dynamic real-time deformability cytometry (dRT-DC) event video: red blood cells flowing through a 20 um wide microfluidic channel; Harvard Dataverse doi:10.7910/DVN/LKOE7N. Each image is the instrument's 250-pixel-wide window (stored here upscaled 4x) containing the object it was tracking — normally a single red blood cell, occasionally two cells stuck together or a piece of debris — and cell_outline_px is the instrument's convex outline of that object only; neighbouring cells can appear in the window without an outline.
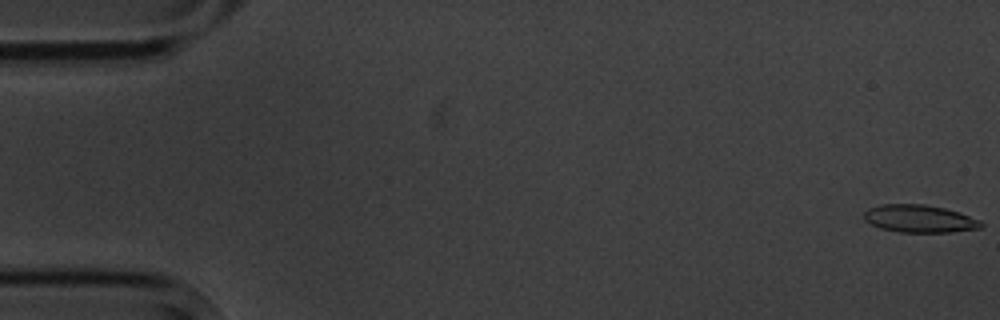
{"species": "common noctule bat (a hibernating species)", "species_latin": "Nyctalus noctula", "temperature_condition": "cold", "stored_images_in_passage": 5, "camera_frame_rate_fps": 3000, "um_per_image_px": 0.085, "animal": {"sex": "male", "body_mass_g": 20.1, "forearm_length_mm": 53.5}, "frame": {"image": 1, "passage_image": 1, "time_ms": 0.0, "image_size_px": [1000, 320], "cell_outline_px": [[984, 224], [980, 228], [952, 232], [900, 232], [880, 228], [864, 220], [864, 212], [868, 208], [880, 204], [924, 204], [944, 208], [960, 212], [980, 220]], "centroid_in_image_um": [78.16, 18.58], "position_along_channel_um": 6.8, "area_um2": 18.9}}
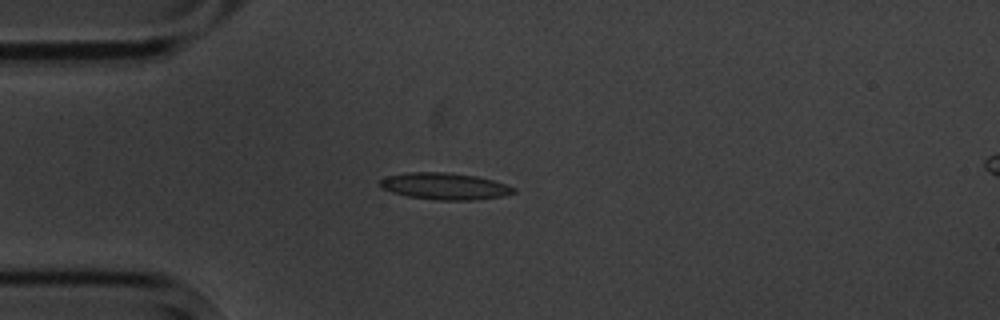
{"frame": {"image": 2, "passage_image": 5, "time_ms": 4.667, "image_size_px": [1000, 320], "cell_outline_px": [[516, 192], [504, 196], [472, 200], [436, 200], [408, 196], [392, 192], [380, 188], [380, 180], [388, 176], [408, 172], [448, 172], [476, 176], [492, 180], [516, 188]], "centroid_in_image_um": [37.8, 15.83], "position_along_channel_um": 47.2, "area_um2": 20.75}}